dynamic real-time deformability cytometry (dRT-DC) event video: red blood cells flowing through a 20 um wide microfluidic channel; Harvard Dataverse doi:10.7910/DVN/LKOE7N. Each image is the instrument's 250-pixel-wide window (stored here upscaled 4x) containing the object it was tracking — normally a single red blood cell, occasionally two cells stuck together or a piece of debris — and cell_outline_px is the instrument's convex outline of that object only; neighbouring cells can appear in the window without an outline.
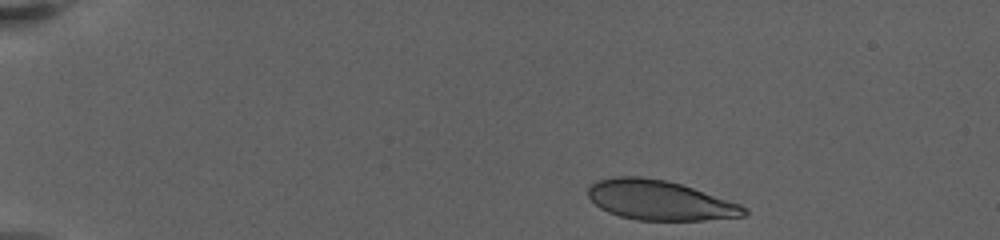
{"species": "human", "species_latin": "Homo sapiens", "temperature_condition": "warm", "stored_images_in_passage": 95, "camera_frame_rate_fps": 3000, "um_per_image_px": 0.085, "donor": {"sex": "female"}, "frame": {"image": 1, "passage_image": 2, "time_ms": 0.333, "image_size_px": [1000, 240], "cell_outline_px": [[748, 212], [744, 216], [704, 220], [636, 220], [620, 216], [608, 212], [600, 208], [588, 196], [588, 188], [596, 180], [616, 176], [640, 176], [668, 180], [740, 204], [748, 208]], "centroid_in_image_um": [56.06, 17.02], "position_along_channel_um": 28.9, "area_um2": 36.01}}
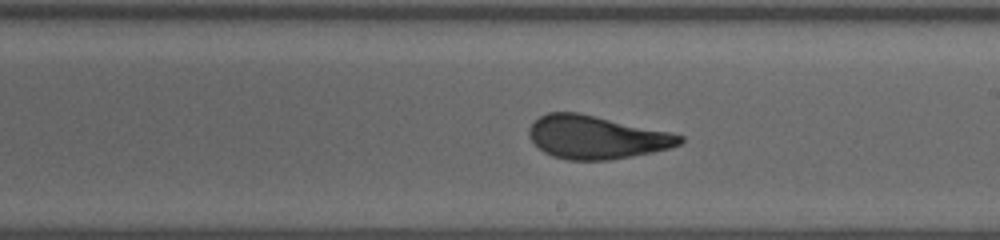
{"frame": {"image": 2, "passage_image": 48, "time_ms": 10.0, "image_size_px": [1000, 240], "cell_outline_px": [[684, 140], [680, 144], [668, 148], [652, 152], [632, 156], [608, 160], [568, 160], [552, 156], [544, 152], [532, 140], [528, 132], [528, 128], [540, 116], [548, 112], [576, 112], [668, 132], [684, 136]], "centroid_in_image_um": [50.66, 11.67], "position_along_channel_um": 238.3, "area_um2": 37.34}}
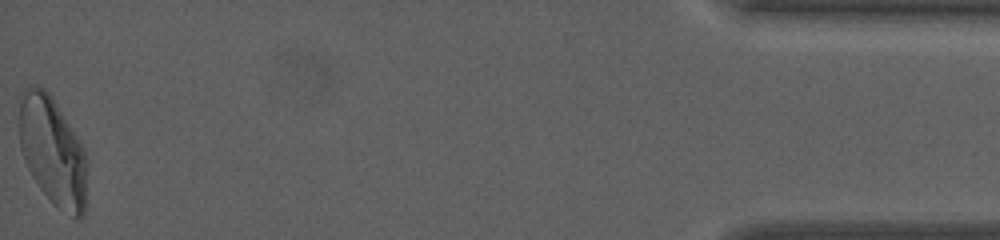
{"frame": {"image": 3, "passage_image": 94, "time_ms": 18.667, "image_size_px": [1000, 240], "cell_outline_px": [[88, 168], [84, 216], [72, 216], [56, 204], [40, 188], [32, 176], [24, 160], [20, 148], [20, 104], [24, 88], [28, 84], [36, 84], [44, 88], [52, 96], [80, 144], [88, 160]], "centroid_in_image_um": [4.48, 12.82], "position_along_channel_um": 430.7, "area_um2": 42.43}, "authors_computed_cell_mechanics": {"area_um2": 38.3214, "velocity_mm_per_s": 3.1736, "shape_relaxation_time_tau1_ms": 5.6613, "shape_relaxation_time_tau2_ms": null, "deformation_change_tau1": 0.1919, "deformation_change_tau2": null}}